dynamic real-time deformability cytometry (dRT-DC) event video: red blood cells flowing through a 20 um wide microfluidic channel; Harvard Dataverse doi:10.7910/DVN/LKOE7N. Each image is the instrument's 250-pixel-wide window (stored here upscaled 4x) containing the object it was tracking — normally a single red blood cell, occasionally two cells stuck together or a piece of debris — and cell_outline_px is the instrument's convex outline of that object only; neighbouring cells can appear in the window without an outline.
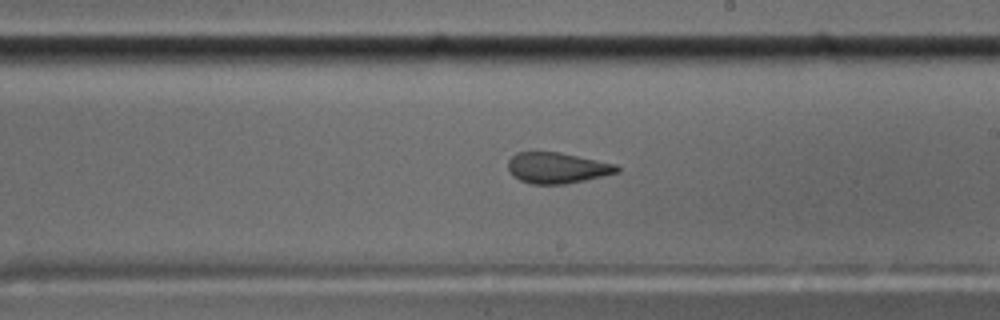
{"species": "common noctule bat (a hibernating species)", "species_latin": "Nyctalus noctula", "temperature_condition": "cold", "stored_images_in_passage": 55, "segment_of_instrument_passage": [1, 2], "camera_frame_rate_fps": 3000, "um_per_image_px": 0.085, "animal": {"sex": "male", "body_mass_g": 17.5, "forearm_length_mm": 52.3}, "frame": {"image": 1, "passage_image": 32, "time_ms": 10.333, "image_size_px": [1000, 320], "cell_outline_px": [[620, 172], [584, 180], [564, 184], [532, 184], [520, 180], [512, 176], [508, 168], [508, 160], [516, 152], [560, 152], [616, 164], [620, 168]], "centroid_in_image_um": [47.35, 14.27], "position_along_channel_um": 241.7, "area_um2": 19.59}}